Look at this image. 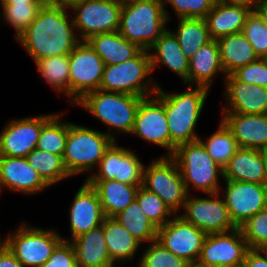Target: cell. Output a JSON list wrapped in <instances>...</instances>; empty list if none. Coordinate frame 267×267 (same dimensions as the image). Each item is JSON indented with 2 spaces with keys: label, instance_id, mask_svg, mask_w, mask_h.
Returning a JSON list of instances; mask_svg holds the SVG:
<instances>
[{
  "label": "cell",
  "instance_id": "cell-11",
  "mask_svg": "<svg viewBox=\"0 0 267 267\" xmlns=\"http://www.w3.org/2000/svg\"><path fill=\"white\" fill-rule=\"evenodd\" d=\"M220 193L207 194L208 197H192V194H188L182 209L184 212L180 216L206 234L236 229Z\"/></svg>",
  "mask_w": 267,
  "mask_h": 267
},
{
  "label": "cell",
  "instance_id": "cell-18",
  "mask_svg": "<svg viewBox=\"0 0 267 267\" xmlns=\"http://www.w3.org/2000/svg\"><path fill=\"white\" fill-rule=\"evenodd\" d=\"M130 135L166 149L170 156V133L164 105L153 95L143 98Z\"/></svg>",
  "mask_w": 267,
  "mask_h": 267
},
{
  "label": "cell",
  "instance_id": "cell-27",
  "mask_svg": "<svg viewBox=\"0 0 267 267\" xmlns=\"http://www.w3.org/2000/svg\"><path fill=\"white\" fill-rule=\"evenodd\" d=\"M105 65H115L134 58L142 49L118 31L101 33L86 40Z\"/></svg>",
  "mask_w": 267,
  "mask_h": 267
},
{
  "label": "cell",
  "instance_id": "cell-23",
  "mask_svg": "<svg viewBox=\"0 0 267 267\" xmlns=\"http://www.w3.org/2000/svg\"><path fill=\"white\" fill-rule=\"evenodd\" d=\"M219 73L225 78L226 75L220 60L219 45L217 40L212 39L200 47L189 59L188 79L184 84L206 87L210 90L215 80L214 78Z\"/></svg>",
  "mask_w": 267,
  "mask_h": 267
},
{
  "label": "cell",
  "instance_id": "cell-24",
  "mask_svg": "<svg viewBox=\"0 0 267 267\" xmlns=\"http://www.w3.org/2000/svg\"><path fill=\"white\" fill-rule=\"evenodd\" d=\"M70 243L76 262L81 267H117L110 259L103 232V223L79 235Z\"/></svg>",
  "mask_w": 267,
  "mask_h": 267
},
{
  "label": "cell",
  "instance_id": "cell-39",
  "mask_svg": "<svg viewBox=\"0 0 267 267\" xmlns=\"http://www.w3.org/2000/svg\"><path fill=\"white\" fill-rule=\"evenodd\" d=\"M136 200L138 201L147 218L157 227L164 226L175 213L155 193L140 186Z\"/></svg>",
  "mask_w": 267,
  "mask_h": 267
},
{
  "label": "cell",
  "instance_id": "cell-1",
  "mask_svg": "<svg viewBox=\"0 0 267 267\" xmlns=\"http://www.w3.org/2000/svg\"><path fill=\"white\" fill-rule=\"evenodd\" d=\"M68 12L69 8L48 0L40 8L36 19L16 38L34 62L52 56L70 55L81 42Z\"/></svg>",
  "mask_w": 267,
  "mask_h": 267
},
{
  "label": "cell",
  "instance_id": "cell-25",
  "mask_svg": "<svg viewBox=\"0 0 267 267\" xmlns=\"http://www.w3.org/2000/svg\"><path fill=\"white\" fill-rule=\"evenodd\" d=\"M152 72L160 65L175 73L183 83L188 79L189 60L186 58L177 38L168 28L149 49Z\"/></svg>",
  "mask_w": 267,
  "mask_h": 267
},
{
  "label": "cell",
  "instance_id": "cell-40",
  "mask_svg": "<svg viewBox=\"0 0 267 267\" xmlns=\"http://www.w3.org/2000/svg\"><path fill=\"white\" fill-rule=\"evenodd\" d=\"M138 262L137 267H188L190 265L157 240L148 243Z\"/></svg>",
  "mask_w": 267,
  "mask_h": 267
},
{
  "label": "cell",
  "instance_id": "cell-36",
  "mask_svg": "<svg viewBox=\"0 0 267 267\" xmlns=\"http://www.w3.org/2000/svg\"><path fill=\"white\" fill-rule=\"evenodd\" d=\"M219 121L216 132L211 134L206 141L201 137L198 140L203 144L211 158L224 168L240 147L231 130L222 120Z\"/></svg>",
  "mask_w": 267,
  "mask_h": 267
},
{
  "label": "cell",
  "instance_id": "cell-32",
  "mask_svg": "<svg viewBox=\"0 0 267 267\" xmlns=\"http://www.w3.org/2000/svg\"><path fill=\"white\" fill-rule=\"evenodd\" d=\"M176 30H170L177 38L182 52L189 60L200 47L212 40L203 18H179Z\"/></svg>",
  "mask_w": 267,
  "mask_h": 267
},
{
  "label": "cell",
  "instance_id": "cell-4",
  "mask_svg": "<svg viewBox=\"0 0 267 267\" xmlns=\"http://www.w3.org/2000/svg\"><path fill=\"white\" fill-rule=\"evenodd\" d=\"M142 99L143 97L140 96L98 89L85 94L74 105L87 110L88 113L107 125L109 128L106 134L116 141L114 131L131 134Z\"/></svg>",
  "mask_w": 267,
  "mask_h": 267
},
{
  "label": "cell",
  "instance_id": "cell-19",
  "mask_svg": "<svg viewBox=\"0 0 267 267\" xmlns=\"http://www.w3.org/2000/svg\"><path fill=\"white\" fill-rule=\"evenodd\" d=\"M69 207L70 241L93 228L102 225L105 214L103 212L97 191L86 181L76 192Z\"/></svg>",
  "mask_w": 267,
  "mask_h": 267
},
{
  "label": "cell",
  "instance_id": "cell-14",
  "mask_svg": "<svg viewBox=\"0 0 267 267\" xmlns=\"http://www.w3.org/2000/svg\"><path fill=\"white\" fill-rule=\"evenodd\" d=\"M206 233L175 214L164 226L157 228V241L190 265L197 263Z\"/></svg>",
  "mask_w": 267,
  "mask_h": 267
},
{
  "label": "cell",
  "instance_id": "cell-5",
  "mask_svg": "<svg viewBox=\"0 0 267 267\" xmlns=\"http://www.w3.org/2000/svg\"><path fill=\"white\" fill-rule=\"evenodd\" d=\"M114 141L105 132L67 122V140L62 157L69 175L74 177L86 172L91 175Z\"/></svg>",
  "mask_w": 267,
  "mask_h": 267
},
{
  "label": "cell",
  "instance_id": "cell-22",
  "mask_svg": "<svg viewBox=\"0 0 267 267\" xmlns=\"http://www.w3.org/2000/svg\"><path fill=\"white\" fill-rule=\"evenodd\" d=\"M240 148H267V114L222 113Z\"/></svg>",
  "mask_w": 267,
  "mask_h": 267
},
{
  "label": "cell",
  "instance_id": "cell-28",
  "mask_svg": "<svg viewBox=\"0 0 267 267\" xmlns=\"http://www.w3.org/2000/svg\"><path fill=\"white\" fill-rule=\"evenodd\" d=\"M98 193L106 217H115L136 199L142 185H129L116 180H84Z\"/></svg>",
  "mask_w": 267,
  "mask_h": 267
},
{
  "label": "cell",
  "instance_id": "cell-7",
  "mask_svg": "<svg viewBox=\"0 0 267 267\" xmlns=\"http://www.w3.org/2000/svg\"><path fill=\"white\" fill-rule=\"evenodd\" d=\"M172 157L178 163L188 194H191V188L205 194L220 192L219 179L223 178V168L211 158L199 140L179 145Z\"/></svg>",
  "mask_w": 267,
  "mask_h": 267
},
{
  "label": "cell",
  "instance_id": "cell-45",
  "mask_svg": "<svg viewBox=\"0 0 267 267\" xmlns=\"http://www.w3.org/2000/svg\"><path fill=\"white\" fill-rule=\"evenodd\" d=\"M40 267H81L75 258L70 241L62 240L54 249L51 257Z\"/></svg>",
  "mask_w": 267,
  "mask_h": 267
},
{
  "label": "cell",
  "instance_id": "cell-21",
  "mask_svg": "<svg viewBox=\"0 0 267 267\" xmlns=\"http://www.w3.org/2000/svg\"><path fill=\"white\" fill-rule=\"evenodd\" d=\"M19 192L35 195L49 186L29 165L26 157H9L0 155V191Z\"/></svg>",
  "mask_w": 267,
  "mask_h": 267
},
{
  "label": "cell",
  "instance_id": "cell-48",
  "mask_svg": "<svg viewBox=\"0 0 267 267\" xmlns=\"http://www.w3.org/2000/svg\"><path fill=\"white\" fill-rule=\"evenodd\" d=\"M219 2L228 4V5H234V6H243L251 11H255L258 0H217Z\"/></svg>",
  "mask_w": 267,
  "mask_h": 267
},
{
  "label": "cell",
  "instance_id": "cell-6",
  "mask_svg": "<svg viewBox=\"0 0 267 267\" xmlns=\"http://www.w3.org/2000/svg\"><path fill=\"white\" fill-rule=\"evenodd\" d=\"M151 74L150 52L142 49L126 62L105 65L99 89L143 98L150 97L155 95L160 87Z\"/></svg>",
  "mask_w": 267,
  "mask_h": 267
},
{
  "label": "cell",
  "instance_id": "cell-34",
  "mask_svg": "<svg viewBox=\"0 0 267 267\" xmlns=\"http://www.w3.org/2000/svg\"><path fill=\"white\" fill-rule=\"evenodd\" d=\"M26 159L49 187L63 179L71 178L60 155L35 148L26 156Z\"/></svg>",
  "mask_w": 267,
  "mask_h": 267
},
{
  "label": "cell",
  "instance_id": "cell-8",
  "mask_svg": "<svg viewBox=\"0 0 267 267\" xmlns=\"http://www.w3.org/2000/svg\"><path fill=\"white\" fill-rule=\"evenodd\" d=\"M59 234L56 230H46L23 223L3 238V243L23 267H40L63 240Z\"/></svg>",
  "mask_w": 267,
  "mask_h": 267
},
{
  "label": "cell",
  "instance_id": "cell-10",
  "mask_svg": "<svg viewBox=\"0 0 267 267\" xmlns=\"http://www.w3.org/2000/svg\"><path fill=\"white\" fill-rule=\"evenodd\" d=\"M122 5L123 0H86L72 5L69 9L75 13L72 18L79 39L118 31Z\"/></svg>",
  "mask_w": 267,
  "mask_h": 267
},
{
  "label": "cell",
  "instance_id": "cell-49",
  "mask_svg": "<svg viewBox=\"0 0 267 267\" xmlns=\"http://www.w3.org/2000/svg\"><path fill=\"white\" fill-rule=\"evenodd\" d=\"M255 12L258 13L267 25V0H258Z\"/></svg>",
  "mask_w": 267,
  "mask_h": 267
},
{
  "label": "cell",
  "instance_id": "cell-55",
  "mask_svg": "<svg viewBox=\"0 0 267 267\" xmlns=\"http://www.w3.org/2000/svg\"><path fill=\"white\" fill-rule=\"evenodd\" d=\"M3 243V240H2V238H1V235H0V245Z\"/></svg>",
  "mask_w": 267,
  "mask_h": 267
},
{
  "label": "cell",
  "instance_id": "cell-50",
  "mask_svg": "<svg viewBox=\"0 0 267 267\" xmlns=\"http://www.w3.org/2000/svg\"><path fill=\"white\" fill-rule=\"evenodd\" d=\"M48 0H0L1 5H9L12 3L26 4V3H46Z\"/></svg>",
  "mask_w": 267,
  "mask_h": 267
},
{
  "label": "cell",
  "instance_id": "cell-47",
  "mask_svg": "<svg viewBox=\"0 0 267 267\" xmlns=\"http://www.w3.org/2000/svg\"><path fill=\"white\" fill-rule=\"evenodd\" d=\"M0 267H23L4 243L0 245Z\"/></svg>",
  "mask_w": 267,
  "mask_h": 267
},
{
  "label": "cell",
  "instance_id": "cell-33",
  "mask_svg": "<svg viewBox=\"0 0 267 267\" xmlns=\"http://www.w3.org/2000/svg\"><path fill=\"white\" fill-rule=\"evenodd\" d=\"M41 78L51 85L57 94L64 93L70 103L69 55H59L39 59L36 62Z\"/></svg>",
  "mask_w": 267,
  "mask_h": 267
},
{
  "label": "cell",
  "instance_id": "cell-52",
  "mask_svg": "<svg viewBox=\"0 0 267 267\" xmlns=\"http://www.w3.org/2000/svg\"><path fill=\"white\" fill-rule=\"evenodd\" d=\"M262 157L264 163L265 185L267 186V148L262 150Z\"/></svg>",
  "mask_w": 267,
  "mask_h": 267
},
{
  "label": "cell",
  "instance_id": "cell-37",
  "mask_svg": "<svg viewBox=\"0 0 267 267\" xmlns=\"http://www.w3.org/2000/svg\"><path fill=\"white\" fill-rule=\"evenodd\" d=\"M62 112L55 113L41 128L37 149L63 156L67 140V121Z\"/></svg>",
  "mask_w": 267,
  "mask_h": 267
},
{
  "label": "cell",
  "instance_id": "cell-29",
  "mask_svg": "<svg viewBox=\"0 0 267 267\" xmlns=\"http://www.w3.org/2000/svg\"><path fill=\"white\" fill-rule=\"evenodd\" d=\"M103 232L110 259L117 267L133 260L138 249L142 246L114 217H105Z\"/></svg>",
  "mask_w": 267,
  "mask_h": 267
},
{
  "label": "cell",
  "instance_id": "cell-31",
  "mask_svg": "<svg viewBox=\"0 0 267 267\" xmlns=\"http://www.w3.org/2000/svg\"><path fill=\"white\" fill-rule=\"evenodd\" d=\"M217 42L225 75H232L239 68L259 59L241 32L220 37Z\"/></svg>",
  "mask_w": 267,
  "mask_h": 267
},
{
  "label": "cell",
  "instance_id": "cell-44",
  "mask_svg": "<svg viewBox=\"0 0 267 267\" xmlns=\"http://www.w3.org/2000/svg\"><path fill=\"white\" fill-rule=\"evenodd\" d=\"M233 75L241 82L267 88V59H258L236 70Z\"/></svg>",
  "mask_w": 267,
  "mask_h": 267
},
{
  "label": "cell",
  "instance_id": "cell-51",
  "mask_svg": "<svg viewBox=\"0 0 267 267\" xmlns=\"http://www.w3.org/2000/svg\"><path fill=\"white\" fill-rule=\"evenodd\" d=\"M53 3L63 5L64 7L70 8L75 3L86 1V0H49Z\"/></svg>",
  "mask_w": 267,
  "mask_h": 267
},
{
  "label": "cell",
  "instance_id": "cell-15",
  "mask_svg": "<svg viewBox=\"0 0 267 267\" xmlns=\"http://www.w3.org/2000/svg\"><path fill=\"white\" fill-rule=\"evenodd\" d=\"M114 141L106 150L98 168L85 180H116L129 185H143L144 164L131 149Z\"/></svg>",
  "mask_w": 267,
  "mask_h": 267
},
{
  "label": "cell",
  "instance_id": "cell-54",
  "mask_svg": "<svg viewBox=\"0 0 267 267\" xmlns=\"http://www.w3.org/2000/svg\"><path fill=\"white\" fill-rule=\"evenodd\" d=\"M188 267H198V266L194 264V265H189Z\"/></svg>",
  "mask_w": 267,
  "mask_h": 267
},
{
  "label": "cell",
  "instance_id": "cell-41",
  "mask_svg": "<svg viewBox=\"0 0 267 267\" xmlns=\"http://www.w3.org/2000/svg\"><path fill=\"white\" fill-rule=\"evenodd\" d=\"M241 33L250 42L258 58L266 59L267 25L263 18L255 11H251L246 18Z\"/></svg>",
  "mask_w": 267,
  "mask_h": 267
},
{
  "label": "cell",
  "instance_id": "cell-53",
  "mask_svg": "<svg viewBox=\"0 0 267 267\" xmlns=\"http://www.w3.org/2000/svg\"><path fill=\"white\" fill-rule=\"evenodd\" d=\"M261 250L264 252V254L267 256V244L261 248Z\"/></svg>",
  "mask_w": 267,
  "mask_h": 267
},
{
  "label": "cell",
  "instance_id": "cell-35",
  "mask_svg": "<svg viewBox=\"0 0 267 267\" xmlns=\"http://www.w3.org/2000/svg\"><path fill=\"white\" fill-rule=\"evenodd\" d=\"M114 218L141 244L157 239V227L147 218L136 199Z\"/></svg>",
  "mask_w": 267,
  "mask_h": 267
},
{
  "label": "cell",
  "instance_id": "cell-12",
  "mask_svg": "<svg viewBox=\"0 0 267 267\" xmlns=\"http://www.w3.org/2000/svg\"><path fill=\"white\" fill-rule=\"evenodd\" d=\"M69 66L70 103L74 105L100 88L105 64L86 41H81L69 55Z\"/></svg>",
  "mask_w": 267,
  "mask_h": 267
},
{
  "label": "cell",
  "instance_id": "cell-3",
  "mask_svg": "<svg viewBox=\"0 0 267 267\" xmlns=\"http://www.w3.org/2000/svg\"><path fill=\"white\" fill-rule=\"evenodd\" d=\"M168 23L162 0H123L118 32L149 50L168 29Z\"/></svg>",
  "mask_w": 267,
  "mask_h": 267
},
{
  "label": "cell",
  "instance_id": "cell-42",
  "mask_svg": "<svg viewBox=\"0 0 267 267\" xmlns=\"http://www.w3.org/2000/svg\"><path fill=\"white\" fill-rule=\"evenodd\" d=\"M249 249H261L267 244V207L257 212L240 227Z\"/></svg>",
  "mask_w": 267,
  "mask_h": 267
},
{
  "label": "cell",
  "instance_id": "cell-26",
  "mask_svg": "<svg viewBox=\"0 0 267 267\" xmlns=\"http://www.w3.org/2000/svg\"><path fill=\"white\" fill-rule=\"evenodd\" d=\"M223 180L265 184L262 150L239 148L223 168Z\"/></svg>",
  "mask_w": 267,
  "mask_h": 267
},
{
  "label": "cell",
  "instance_id": "cell-46",
  "mask_svg": "<svg viewBox=\"0 0 267 267\" xmlns=\"http://www.w3.org/2000/svg\"><path fill=\"white\" fill-rule=\"evenodd\" d=\"M242 264L244 267H267V256L261 249H249Z\"/></svg>",
  "mask_w": 267,
  "mask_h": 267
},
{
  "label": "cell",
  "instance_id": "cell-43",
  "mask_svg": "<svg viewBox=\"0 0 267 267\" xmlns=\"http://www.w3.org/2000/svg\"><path fill=\"white\" fill-rule=\"evenodd\" d=\"M216 0H162L167 20H171L166 4L175 10L176 18H205Z\"/></svg>",
  "mask_w": 267,
  "mask_h": 267
},
{
  "label": "cell",
  "instance_id": "cell-17",
  "mask_svg": "<svg viewBox=\"0 0 267 267\" xmlns=\"http://www.w3.org/2000/svg\"><path fill=\"white\" fill-rule=\"evenodd\" d=\"M54 114L9 120L0 131V155L26 157L36 148L42 126Z\"/></svg>",
  "mask_w": 267,
  "mask_h": 267
},
{
  "label": "cell",
  "instance_id": "cell-20",
  "mask_svg": "<svg viewBox=\"0 0 267 267\" xmlns=\"http://www.w3.org/2000/svg\"><path fill=\"white\" fill-rule=\"evenodd\" d=\"M226 103L222 113L267 114V88L239 81L233 74L224 78Z\"/></svg>",
  "mask_w": 267,
  "mask_h": 267
},
{
  "label": "cell",
  "instance_id": "cell-9",
  "mask_svg": "<svg viewBox=\"0 0 267 267\" xmlns=\"http://www.w3.org/2000/svg\"><path fill=\"white\" fill-rule=\"evenodd\" d=\"M142 186L158 195L175 214H181L188 193L178 163L172 156L164 155L145 165Z\"/></svg>",
  "mask_w": 267,
  "mask_h": 267
},
{
  "label": "cell",
  "instance_id": "cell-38",
  "mask_svg": "<svg viewBox=\"0 0 267 267\" xmlns=\"http://www.w3.org/2000/svg\"><path fill=\"white\" fill-rule=\"evenodd\" d=\"M45 3H26L1 5L4 22L15 29V38H18L22 32L36 19L40 8Z\"/></svg>",
  "mask_w": 267,
  "mask_h": 267
},
{
  "label": "cell",
  "instance_id": "cell-2",
  "mask_svg": "<svg viewBox=\"0 0 267 267\" xmlns=\"http://www.w3.org/2000/svg\"><path fill=\"white\" fill-rule=\"evenodd\" d=\"M185 86L182 92H166L161 86L155 97L164 105L170 133V156L185 143L198 141L196 124L200 119L209 89L201 86Z\"/></svg>",
  "mask_w": 267,
  "mask_h": 267
},
{
  "label": "cell",
  "instance_id": "cell-13",
  "mask_svg": "<svg viewBox=\"0 0 267 267\" xmlns=\"http://www.w3.org/2000/svg\"><path fill=\"white\" fill-rule=\"evenodd\" d=\"M249 247L240 228L224 233L207 234L198 267H233L241 265Z\"/></svg>",
  "mask_w": 267,
  "mask_h": 267
},
{
  "label": "cell",
  "instance_id": "cell-56",
  "mask_svg": "<svg viewBox=\"0 0 267 267\" xmlns=\"http://www.w3.org/2000/svg\"><path fill=\"white\" fill-rule=\"evenodd\" d=\"M233 267H244V265H243V264H241V265H238V266H233Z\"/></svg>",
  "mask_w": 267,
  "mask_h": 267
},
{
  "label": "cell",
  "instance_id": "cell-30",
  "mask_svg": "<svg viewBox=\"0 0 267 267\" xmlns=\"http://www.w3.org/2000/svg\"><path fill=\"white\" fill-rule=\"evenodd\" d=\"M251 10L243 6L215 1L212 10L204 18L212 39L240 33Z\"/></svg>",
  "mask_w": 267,
  "mask_h": 267
},
{
  "label": "cell",
  "instance_id": "cell-16",
  "mask_svg": "<svg viewBox=\"0 0 267 267\" xmlns=\"http://www.w3.org/2000/svg\"><path fill=\"white\" fill-rule=\"evenodd\" d=\"M225 181L222 195L234 225L239 228L267 207V186L250 182Z\"/></svg>",
  "mask_w": 267,
  "mask_h": 267
}]
</instances>
